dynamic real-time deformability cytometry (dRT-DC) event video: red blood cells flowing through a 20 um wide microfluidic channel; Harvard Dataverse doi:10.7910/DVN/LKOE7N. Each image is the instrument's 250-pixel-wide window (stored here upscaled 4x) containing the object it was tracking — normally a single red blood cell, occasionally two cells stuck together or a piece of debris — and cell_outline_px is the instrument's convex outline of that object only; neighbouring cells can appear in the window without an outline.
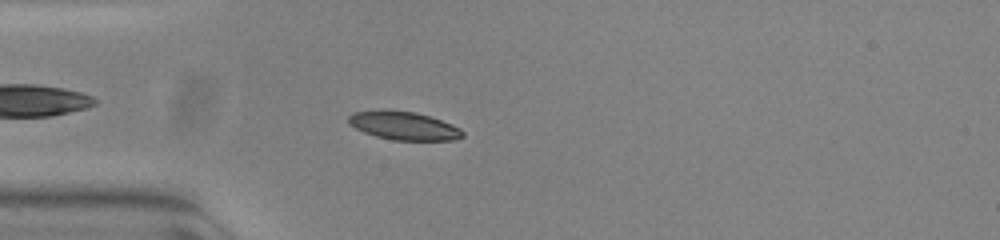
{"species": "common noctule bat (a hibernating species)", "species_latin": "Nyctalus noctula", "temperature_condition": "warm", "stored_images_in_passage": 53, "camera_frame_rate_fps": 3000, "um_per_image_px": 0.085, "animal": {"sex": "female", "body_mass_g": 23.0, "forearm_length_mm": 53.4}, "frame": {"image": 1, "passage_image": 14, "time_ms": 4.333, "image_size_px": [1000, 240], "cell_outline_px": [[464, 136], [452, 140], [392, 140], [376, 136], [364, 132], [348, 124], [348, 116], [352, 112], [384, 108], [416, 112], [452, 124], [460, 128], [464, 132]], "centroid_in_image_um": [34.27, 10.66], "position_along_channel_um": 50.7, "area_um2": 19.13}}
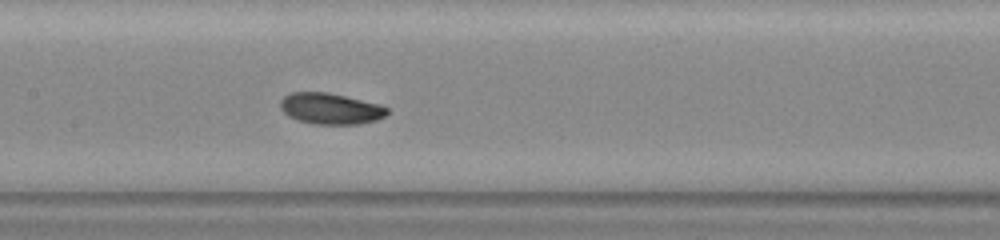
{"frame": {"image": 2, "passage_image": 25, "time_ms": 8.0, "image_size_px": [1000, 240], "cell_outline_px": [[388, 112], [384, 116], [376, 120], [360, 124], [312, 124], [288, 116], [280, 108], [280, 100], [284, 96], [292, 92], [328, 92], [380, 104], [388, 108]], "centroid_in_image_um": [28.09, 9.23], "position_along_channel_um": 179.3, "area_um2": 19.36}}
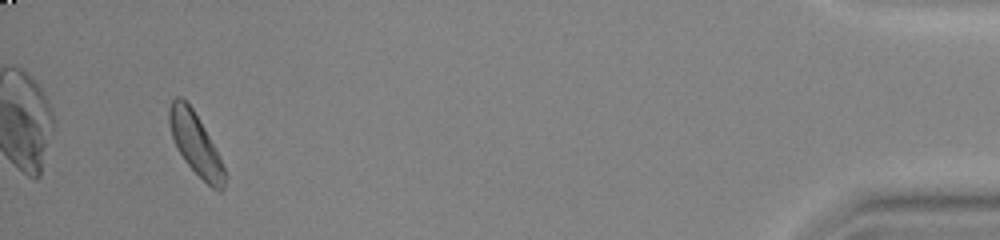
{"frame": {"image": 3, "passage_image": 50, "time_ms": 16.333, "image_size_px": [1000, 240], "cell_outline_px": [[228, 176], [224, 188], [220, 192], [212, 188], [184, 160], [176, 148], [168, 124], [168, 108], [172, 100], [176, 96], [180, 96], [192, 108], [204, 128], [220, 156]], "centroid_in_image_um": [16.63, 12.25], "position_along_channel_um": 418.6, "area_um2": 20.0}, "authors_computed_cell_mechanics": {"area_um2": 19.1896, "velocity_mm_per_s": 3.7945, "shape_relaxation_time_tau1_ms": 1.9125, "shape_relaxation_time_tau2_ms": null, "deformation_change_tau1": 0.0839, "deformation_change_tau2": null}}